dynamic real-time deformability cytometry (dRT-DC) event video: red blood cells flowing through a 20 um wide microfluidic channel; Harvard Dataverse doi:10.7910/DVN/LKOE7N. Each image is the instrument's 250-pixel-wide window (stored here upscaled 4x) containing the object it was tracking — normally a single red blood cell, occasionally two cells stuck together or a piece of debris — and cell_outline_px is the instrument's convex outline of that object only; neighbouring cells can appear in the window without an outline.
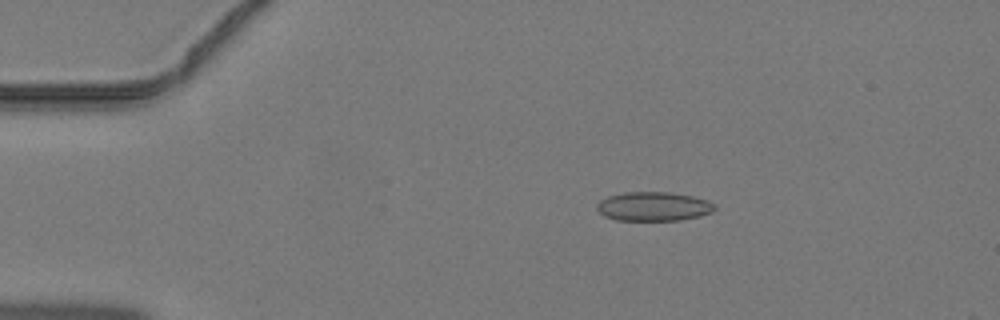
{"species": "common noctule bat (a hibernating species)", "species_latin": "Nyctalus noctula", "temperature_condition": "warm", "stored_images_in_passage": 45, "camera_frame_rate_fps": 3000, "um_per_image_px": 0.085, "animal": {"sex": "male", "body_mass_g": 19.2, "forearm_length_mm": 51.8}, "frame": {"image": 1, "passage_image": 9, "time_ms": 2.667, "image_size_px": [1000, 320], "cell_outline_px": [[716, 208], [712, 212], [700, 216], [680, 220], [616, 220], [604, 216], [596, 208], [596, 204], [600, 200], [608, 196], [624, 192], [668, 192], [692, 196], [704, 200], [712, 204]], "centroid_in_image_um": [55.5, 17.55], "position_along_channel_um": 29.5, "area_um2": 19.83}}
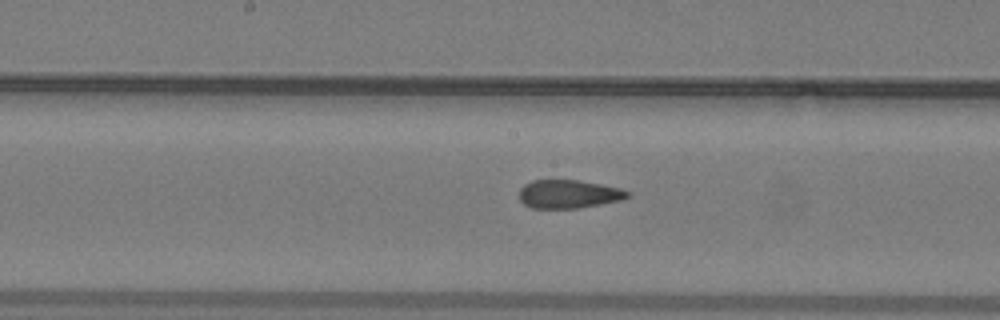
{"frame": {"image": 2, "passage_image": 24, "time_ms": 7.667, "image_size_px": [1000, 320], "cell_outline_px": [[632, 196], [620, 200], [576, 208], [532, 208], [524, 204], [520, 200], [520, 188], [524, 184], [532, 180], [580, 180], [620, 188], [632, 192]], "centroid_in_image_um": [48.34, 16.48], "position_along_channel_um": 199.9, "area_um2": 17.92}}
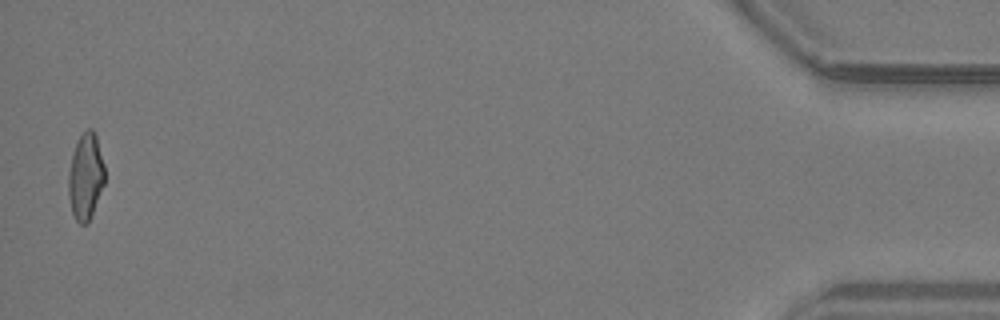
{"frame": {"image": 3, "passage_image": 45, "time_ms": 14.667, "image_size_px": [1000, 320], "cell_outline_px": [[104, 184], [88, 224], [80, 224], [76, 220], [72, 212], [68, 196], [68, 172], [72, 156], [76, 144], [80, 136], [88, 128], [92, 128], [96, 136], [104, 164]], "centroid_in_image_um": [7.27, 15.03], "position_along_channel_um": 427.9, "area_um2": 18.15}}